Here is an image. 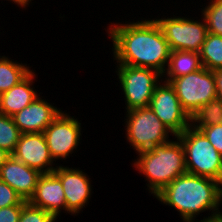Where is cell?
Wrapping results in <instances>:
<instances>
[{
	"label": "cell",
	"instance_id": "6da1fadb",
	"mask_svg": "<svg viewBox=\"0 0 222 222\" xmlns=\"http://www.w3.org/2000/svg\"><path fill=\"white\" fill-rule=\"evenodd\" d=\"M151 17L129 22L110 21L111 24L104 28L112 42L111 59L116 61L115 65L151 68L162 75L165 73L171 50L160 26Z\"/></svg>",
	"mask_w": 222,
	"mask_h": 222
},
{
	"label": "cell",
	"instance_id": "7a4b0ae2",
	"mask_svg": "<svg viewBox=\"0 0 222 222\" xmlns=\"http://www.w3.org/2000/svg\"><path fill=\"white\" fill-rule=\"evenodd\" d=\"M154 198L162 205L173 207L182 222H208L222 217V184L211 178L183 174ZM206 211L208 214L203 219H197Z\"/></svg>",
	"mask_w": 222,
	"mask_h": 222
},
{
	"label": "cell",
	"instance_id": "3957f363",
	"mask_svg": "<svg viewBox=\"0 0 222 222\" xmlns=\"http://www.w3.org/2000/svg\"><path fill=\"white\" fill-rule=\"evenodd\" d=\"M137 154L131 166L145 177L146 190L153 197L175 178L187 173L184 147L177 136L167 143Z\"/></svg>",
	"mask_w": 222,
	"mask_h": 222
},
{
	"label": "cell",
	"instance_id": "277c9868",
	"mask_svg": "<svg viewBox=\"0 0 222 222\" xmlns=\"http://www.w3.org/2000/svg\"><path fill=\"white\" fill-rule=\"evenodd\" d=\"M125 114L122 122L124 121L126 142L132 146L136 155L138 152L167 143L175 137L149 106L127 110Z\"/></svg>",
	"mask_w": 222,
	"mask_h": 222
},
{
	"label": "cell",
	"instance_id": "5b68a950",
	"mask_svg": "<svg viewBox=\"0 0 222 222\" xmlns=\"http://www.w3.org/2000/svg\"><path fill=\"white\" fill-rule=\"evenodd\" d=\"M177 137L184 147L187 173L211 178L222 184V155L207 137L191 125Z\"/></svg>",
	"mask_w": 222,
	"mask_h": 222
},
{
	"label": "cell",
	"instance_id": "8992f818",
	"mask_svg": "<svg viewBox=\"0 0 222 222\" xmlns=\"http://www.w3.org/2000/svg\"><path fill=\"white\" fill-rule=\"evenodd\" d=\"M118 76L121 94L125 101V110L148 107L156 86L163 75L151 68L130 65H113Z\"/></svg>",
	"mask_w": 222,
	"mask_h": 222
},
{
	"label": "cell",
	"instance_id": "52a82bcc",
	"mask_svg": "<svg viewBox=\"0 0 222 222\" xmlns=\"http://www.w3.org/2000/svg\"><path fill=\"white\" fill-rule=\"evenodd\" d=\"M163 17L157 15L155 21L160 26L171 51L181 50L190 52H200L208 30L202 15L199 17H188L179 15ZM190 17V18H189ZM200 18V19H198ZM196 19V20H195Z\"/></svg>",
	"mask_w": 222,
	"mask_h": 222
},
{
	"label": "cell",
	"instance_id": "ba28073f",
	"mask_svg": "<svg viewBox=\"0 0 222 222\" xmlns=\"http://www.w3.org/2000/svg\"><path fill=\"white\" fill-rule=\"evenodd\" d=\"M169 83L174 87L181 107L190 117L202 105L216 100L213 71L205 67L196 72L173 78Z\"/></svg>",
	"mask_w": 222,
	"mask_h": 222
},
{
	"label": "cell",
	"instance_id": "9c48e42d",
	"mask_svg": "<svg viewBox=\"0 0 222 222\" xmlns=\"http://www.w3.org/2000/svg\"><path fill=\"white\" fill-rule=\"evenodd\" d=\"M66 111V112H65ZM62 111L44 130L47 146L53 160H66L73 157L82 142V124L79 118ZM81 141V142H80ZM73 154V155H72Z\"/></svg>",
	"mask_w": 222,
	"mask_h": 222
},
{
	"label": "cell",
	"instance_id": "30bf717a",
	"mask_svg": "<svg viewBox=\"0 0 222 222\" xmlns=\"http://www.w3.org/2000/svg\"><path fill=\"white\" fill-rule=\"evenodd\" d=\"M149 107L175 136L190 126V116L181 107L174 87L163 79L156 86Z\"/></svg>",
	"mask_w": 222,
	"mask_h": 222
},
{
	"label": "cell",
	"instance_id": "8fae6325",
	"mask_svg": "<svg viewBox=\"0 0 222 222\" xmlns=\"http://www.w3.org/2000/svg\"><path fill=\"white\" fill-rule=\"evenodd\" d=\"M80 167L58 165L53 171L59 178L66 198V214L77 216L90 203L94 193L91 178Z\"/></svg>",
	"mask_w": 222,
	"mask_h": 222
},
{
	"label": "cell",
	"instance_id": "7c38bea8",
	"mask_svg": "<svg viewBox=\"0 0 222 222\" xmlns=\"http://www.w3.org/2000/svg\"><path fill=\"white\" fill-rule=\"evenodd\" d=\"M17 160L41 174L53 172L59 163L53 160L44 133H22L12 154Z\"/></svg>",
	"mask_w": 222,
	"mask_h": 222
},
{
	"label": "cell",
	"instance_id": "4fadbf2b",
	"mask_svg": "<svg viewBox=\"0 0 222 222\" xmlns=\"http://www.w3.org/2000/svg\"><path fill=\"white\" fill-rule=\"evenodd\" d=\"M43 98L39 95L27 107L11 116L21 133H43L62 111Z\"/></svg>",
	"mask_w": 222,
	"mask_h": 222
},
{
	"label": "cell",
	"instance_id": "5bb4252c",
	"mask_svg": "<svg viewBox=\"0 0 222 222\" xmlns=\"http://www.w3.org/2000/svg\"><path fill=\"white\" fill-rule=\"evenodd\" d=\"M29 202L61 219V213H66V198L60 178L54 172L41 174Z\"/></svg>",
	"mask_w": 222,
	"mask_h": 222
},
{
	"label": "cell",
	"instance_id": "9a60e30c",
	"mask_svg": "<svg viewBox=\"0 0 222 222\" xmlns=\"http://www.w3.org/2000/svg\"><path fill=\"white\" fill-rule=\"evenodd\" d=\"M41 173L11 155L0 168V180L7 183L24 200L29 201L35 194Z\"/></svg>",
	"mask_w": 222,
	"mask_h": 222
},
{
	"label": "cell",
	"instance_id": "2e32d148",
	"mask_svg": "<svg viewBox=\"0 0 222 222\" xmlns=\"http://www.w3.org/2000/svg\"><path fill=\"white\" fill-rule=\"evenodd\" d=\"M35 72V69L32 70L10 90L0 94V113L13 116L42 94V92L35 89L34 81L37 82L36 79H38ZM37 91L40 93L38 94Z\"/></svg>",
	"mask_w": 222,
	"mask_h": 222
},
{
	"label": "cell",
	"instance_id": "e0dca14e",
	"mask_svg": "<svg viewBox=\"0 0 222 222\" xmlns=\"http://www.w3.org/2000/svg\"><path fill=\"white\" fill-rule=\"evenodd\" d=\"M203 68L201 57L197 52L174 50L170 52L169 63L163 80L170 82L173 78L187 75Z\"/></svg>",
	"mask_w": 222,
	"mask_h": 222
},
{
	"label": "cell",
	"instance_id": "ac0fdd59",
	"mask_svg": "<svg viewBox=\"0 0 222 222\" xmlns=\"http://www.w3.org/2000/svg\"><path fill=\"white\" fill-rule=\"evenodd\" d=\"M33 69L29 64L0 55V94L10 90L23 80Z\"/></svg>",
	"mask_w": 222,
	"mask_h": 222
},
{
	"label": "cell",
	"instance_id": "d6986e66",
	"mask_svg": "<svg viewBox=\"0 0 222 222\" xmlns=\"http://www.w3.org/2000/svg\"><path fill=\"white\" fill-rule=\"evenodd\" d=\"M199 55L206 69L211 71L222 69V36L208 33Z\"/></svg>",
	"mask_w": 222,
	"mask_h": 222
},
{
	"label": "cell",
	"instance_id": "ffe728a7",
	"mask_svg": "<svg viewBox=\"0 0 222 222\" xmlns=\"http://www.w3.org/2000/svg\"><path fill=\"white\" fill-rule=\"evenodd\" d=\"M217 124H222V102L217 99L202 105L190 117V125L197 130Z\"/></svg>",
	"mask_w": 222,
	"mask_h": 222
},
{
	"label": "cell",
	"instance_id": "44dd1931",
	"mask_svg": "<svg viewBox=\"0 0 222 222\" xmlns=\"http://www.w3.org/2000/svg\"><path fill=\"white\" fill-rule=\"evenodd\" d=\"M202 3L200 13L206 22L208 33L222 36V0H207Z\"/></svg>",
	"mask_w": 222,
	"mask_h": 222
},
{
	"label": "cell",
	"instance_id": "7402d4cb",
	"mask_svg": "<svg viewBox=\"0 0 222 222\" xmlns=\"http://www.w3.org/2000/svg\"><path fill=\"white\" fill-rule=\"evenodd\" d=\"M21 134L12 117L0 113V148L12 155Z\"/></svg>",
	"mask_w": 222,
	"mask_h": 222
},
{
	"label": "cell",
	"instance_id": "603a6c76",
	"mask_svg": "<svg viewBox=\"0 0 222 222\" xmlns=\"http://www.w3.org/2000/svg\"><path fill=\"white\" fill-rule=\"evenodd\" d=\"M51 213L42 208L33 206L29 201L23 203V208L18 222H56Z\"/></svg>",
	"mask_w": 222,
	"mask_h": 222
},
{
	"label": "cell",
	"instance_id": "cb8c5ba5",
	"mask_svg": "<svg viewBox=\"0 0 222 222\" xmlns=\"http://www.w3.org/2000/svg\"><path fill=\"white\" fill-rule=\"evenodd\" d=\"M25 201L7 183L0 180V208L23 205Z\"/></svg>",
	"mask_w": 222,
	"mask_h": 222
},
{
	"label": "cell",
	"instance_id": "d4e9b609",
	"mask_svg": "<svg viewBox=\"0 0 222 222\" xmlns=\"http://www.w3.org/2000/svg\"><path fill=\"white\" fill-rule=\"evenodd\" d=\"M211 145L222 155V124L201 127L199 129Z\"/></svg>",
	"mask_w": 222,
	"mask_h": 222
},
{
	"label": "cell",
	"instance_id": "484cf974",
	"mask_svg": "<svg viewBox=\"0 0 222 222\" xmlns=\"http://www.w3.org/2000/svg\"><path fill=\"white\" fill-rule=\"evenodd\" d=\"M23 205L0 208V222H18Z\"/></svg>",
	"mask_w": 222,
	"mask_h": 222
},
{
	"label": "cell",
	"instance_id": "4316f807",
	"mask_svg": "<svg viewBox=\"0 0 222 222\" xmlns=\"http://www.w3.org/2000/svg\"><path fill=\"white\" fill-rule=\"evenodd\" d=\"M216 86V99L222 102V69L213 70Z\"/></svg>",
	"mask_w": 222,
	"mask_h": 222
},
{
	"label": "cell",
	"instance_id": "83f0119b",
	"mask_svg": "<svg viewBox=\"0 0 222 222\" xmlns=\"http://www.w3.org/2000/svg\"><path fill=\"white\" fill-rule=\"evenodd\" d=\"M6 1H10V3L16 4L19 8L23 10H26V8L30 6V4H33L31 2L33 0H6Z\"/></svg>",
	"mask_w": 222,
	"mask_h": 222
},
{
	"label": "cell",
	"instance_id": "f1b7e54d",
	"mask_svg": "<svg viewBox=\"0 0 222 222\" xmlns=\"http://www.w3.org/2000/svg\"><path fill=\"white\" fill-rule=\"evenodd\" d=\"M11 156L6 150L0 148V168L7 161V159Z\"/></svg>",
	"mask_w": 222,
	"mask_h": 222
},
{
	"label": "cell",
	"instance_id": "f546056e",
	"mask_svg": "<svg viewBox=\"0 0 222 222\" xmlns=\"http://www.w3.org/2000/svg\"><path fill=\"white\" fill-rule=\"evenodd\" d=\"M208 222H222V217L218 218V219H215V220L208 221Z\"/></svg>",
	"mask_w": 222,
	"mask_h": 222
}]
</instances>
